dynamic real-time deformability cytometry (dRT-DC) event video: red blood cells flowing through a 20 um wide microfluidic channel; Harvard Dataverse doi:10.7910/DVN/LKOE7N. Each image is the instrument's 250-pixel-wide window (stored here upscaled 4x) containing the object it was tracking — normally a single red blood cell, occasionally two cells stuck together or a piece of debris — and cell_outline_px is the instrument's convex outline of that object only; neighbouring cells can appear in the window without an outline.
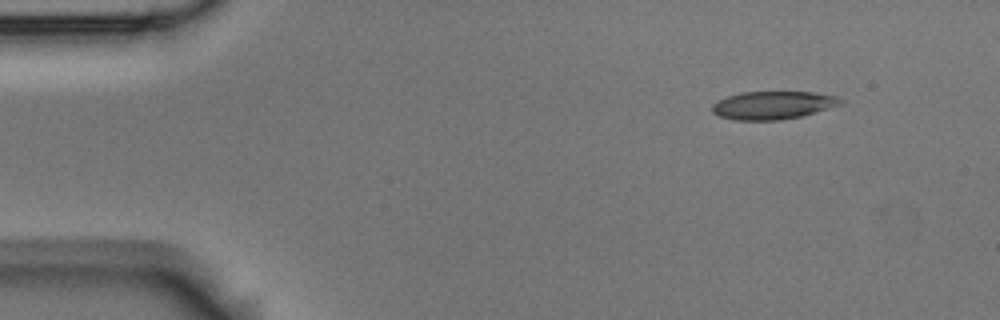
{"species": "Egyptian fruit bat (a non-hibernating species)", "species_latin": "Rousettus aegyptiacus", "temperature_condition": "room temperature", "stored_images_in_passage": 9, "camera_frame_rate_fps": 3000, "um_per_image_px": 0.085, "animal": {"sex": "male"}, "frame": {"image": 1, "passage_image": 1, "time_ms": 0.0, "image_size_px": [1000, 320], "cell_outline_px": [[844, 100], [840, 104], [816, 112], [800, 116], [780, 120], [732, 120], [720, 116], [712, 112], [712, 104], [728, 96], [740, 92], [812, 92], [836, 96]], "centroid_in_image_um": [65.68, 8.94], "position_along_channel_um": 19.3, "area_um2": 20.81}}
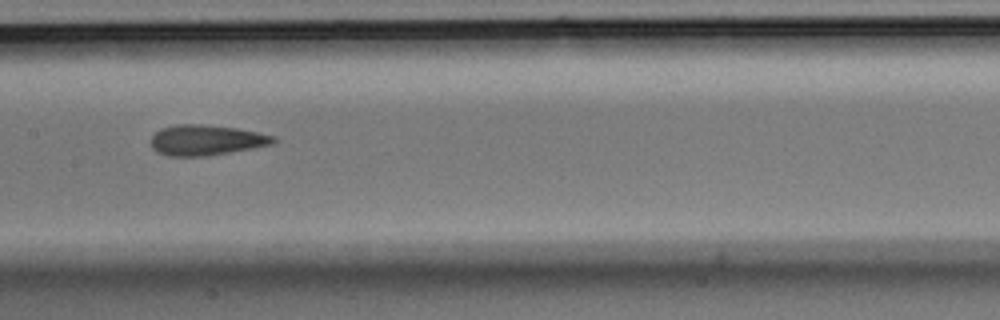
{"frame": {"image": 2, "passage_image": 6, "time_ms": 1.667, "image_size_px": [1000, 320], "cell_outline_px": [[276, 140], [272, 144], [252, 148], [204, 156], [168, 156], [156, 152], [152, 148], [152, 136], [160, 128], [176, 124], [200, 124], [236, 128], [276, 136]], "centroid_in_image_um": [17.49, 11.9], "position_along_channel_um": 189.9, "area_um2": 21.56}}
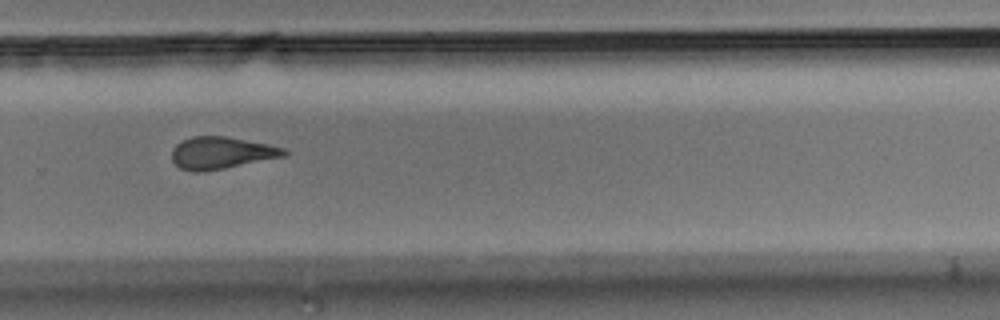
{"frame": {"image": 3, "passage_image": 9, "time_ms": 2.667, "image_size_px": [1000, 320], "cell_outline_px": [[288, 152], [284, 156], [204, 172], [192, 172], [180, 168], [172, 160], [172, 148], [176, 144], [192, 136], [224, 136], [268, 144], [284, 148]], "centroid_in_image_um": [18.77, 13.0], "position_along_channel_um": 311.0, "area_um2": 20.81}}